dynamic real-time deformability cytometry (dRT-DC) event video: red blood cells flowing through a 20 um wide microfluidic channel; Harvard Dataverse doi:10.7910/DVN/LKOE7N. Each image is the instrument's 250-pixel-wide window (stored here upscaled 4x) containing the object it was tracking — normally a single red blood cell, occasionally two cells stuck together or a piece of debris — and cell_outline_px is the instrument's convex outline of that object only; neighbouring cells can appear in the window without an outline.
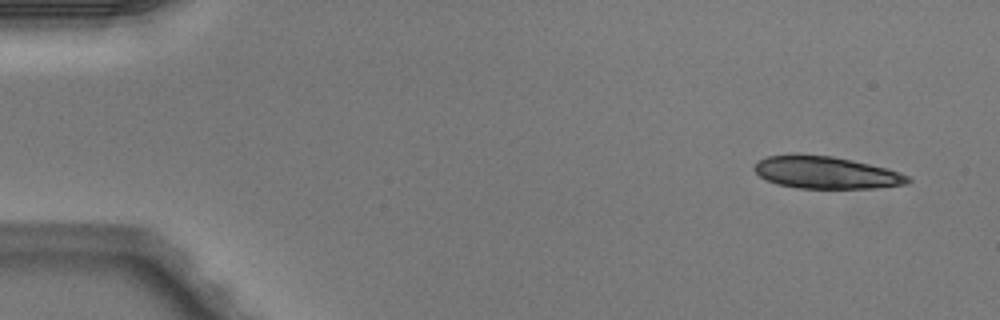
{"species": "Egyptian fruit bat (a non-hibernating species)", "species_latin": "Rousettus aegyptiacus", "temperature_condition": "warm", "stored_images_in_passage": 6, "segment_of_instrument_passage": [1, 2], "camera_frame_rate_fps": 3000, "um_per_image_px": 0.085, "animal": {"sex": "male"}, "frame": {"image": 1, "passage_image": 1, "time_ms": 0.0, "image_size_px": [1000, 320], "cell_outline_px": [[912, 180], [908, 184], [872, 188], [796, 188], [776, 184], [760, 176], [752, 168], [760, 160], [768, 156], [832, 156], [852, 160], [888, 168], [908, 176]], "centroid_in_image_um": [70.26, 14.69], "position_along_channel_um": 14.7, "area_um2": 28.26}}